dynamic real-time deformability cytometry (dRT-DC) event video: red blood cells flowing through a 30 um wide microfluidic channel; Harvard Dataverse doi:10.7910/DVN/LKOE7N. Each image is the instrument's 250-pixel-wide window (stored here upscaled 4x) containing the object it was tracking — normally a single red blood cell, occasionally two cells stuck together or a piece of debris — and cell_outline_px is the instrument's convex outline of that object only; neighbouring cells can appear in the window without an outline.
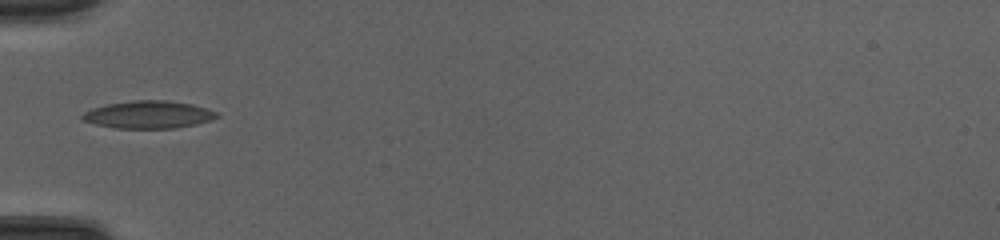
{"species": "common noctule bat (a hibernating species)", "species_latin": "Nyctalus noctula", "temperature_condition": "cold", "stored_images_in_passage": 31, "camera_frame_rate_fps": 3000, "um_per_image_px": 0.085, "animal": {"sex": "female", "body_mass_g": 20.0, "forearm_length_mm": 54.0}, "frame": {"image": 1, "passage_image": 1, "time_ms": 0.0, "image_size_px": [1000, 240], "cell_outline_px": [[220, 116], [212, 120], [196, 124], [176, 128], [116, 128], [96, 124], [80, 120], [80, 116], [84, 112], [92, 108], [104, 104], [132, 100], [168, 100], [192, 104], [208, 108], [220, 112]], "centroid_in_image_um": [12.64, 9.73], "position_along_channel_um": 72.4, "area_um2": 21.96}}
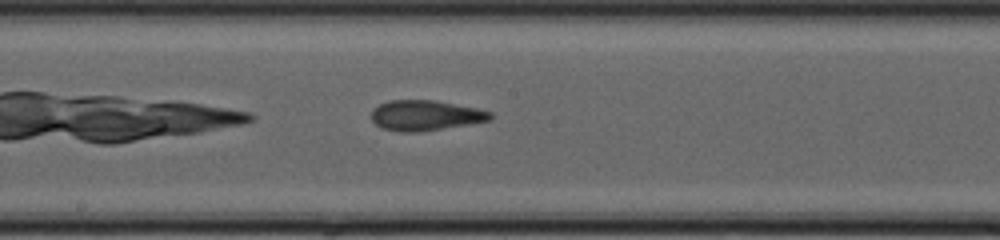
{"frame": {"image": 2, "passage_image": 11, "time_ms": 3.333, "image_size_px": [1000, 240], "cell_outline_px": [[492, 120], [420, 132], [400, 132], [380, 128], [372, 120], [372, 108], [388, 100], [436, 100], [476, 108], [492, 112]], "centroid_in_image_um": [36.14, 9.81], "position_along_channel_um": 212.1, "area_um2": 21.1}}
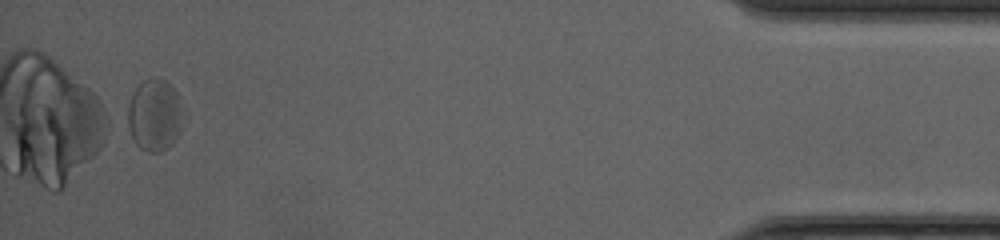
{"frame": {"image": 3, "passage_image": 31, "time_ms": 10.0, "image_size_px": [1000, 240], "cell_outline_px": [[188, 120], [172, 144], [168, 148], [160, 152], [148, 152], [140, 148], [136, 144], [120, 120], [120, 116], [136, 88], [144, 80], [152, 76], [156, 76], [164, 80], [180, 96], [188, 112]], "centroid_in_image_um": [13.13, 9.8], "position_along_channel_um": 422.1, "area_um2": 25.43}, "authors_computed_cell_mechanics": {"area_um2": 20.9814, "velocity_mm_per_s": 4.182, "shape_relaxation_time_tau1_ms": 5.4217, "shape_relaxation_time_tau2_ms": 2.6825, "deformation_change_tau1": 0.1194, "deformation_change_tau2": 0.1209}}